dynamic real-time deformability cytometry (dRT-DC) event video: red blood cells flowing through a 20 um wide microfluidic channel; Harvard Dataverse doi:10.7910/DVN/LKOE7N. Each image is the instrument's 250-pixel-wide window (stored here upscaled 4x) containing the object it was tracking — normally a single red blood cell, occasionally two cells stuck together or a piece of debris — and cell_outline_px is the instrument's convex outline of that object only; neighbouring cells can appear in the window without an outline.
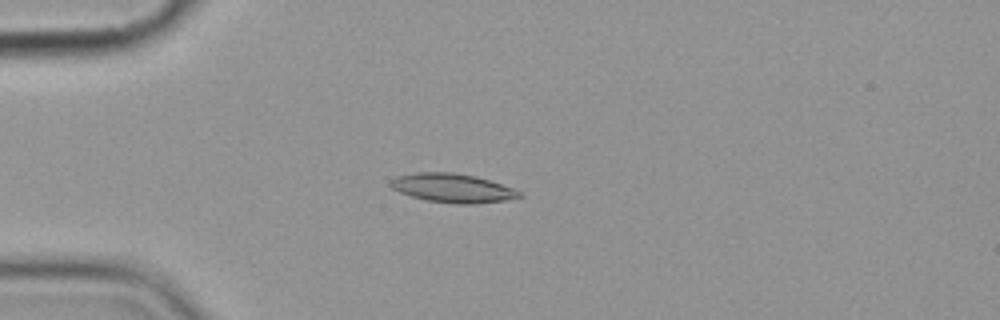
{"species": "common noctule bat (a hibernating species)", "species_latin": "Nyctalus noctula", "temperature_condition": "cold", "stored_images_in_passage": 10, "camera_frame_rate_fps": 3000, "um_per_image_px": 0.085, "animal": {"sex": "female", "body_mass_g": 19.9}, "frame": {"image": 1, "passage_image": 4, "time_ms": 4.667, "image_size_px": [1000, 320], "cell_outline_px": [[524, 196], [504, 200], [476, 204], [456, 204], [428, 200], [412, 196], [400, 192], [392, 188], [388, 184], [396, 176], [416, 172], [452, 172], [476, 176], [512, 188], [520, 192]], "centroid_in_image_um": [38.45, 15.98], "position_along_channel_um": 46.6, "area_um2": 21.5}}
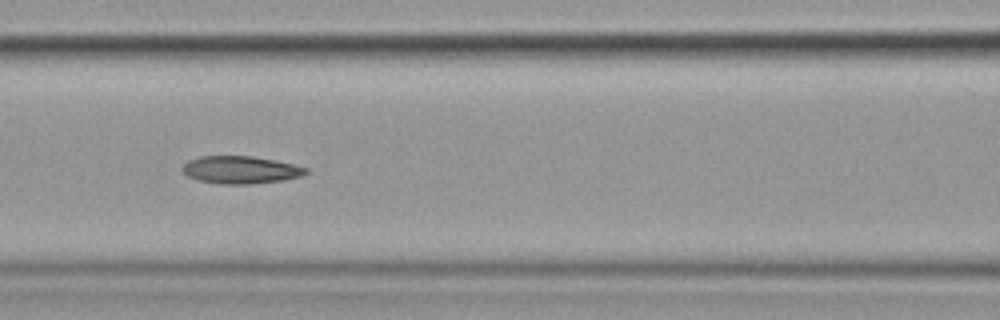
{"frame": {"image": 2, "passage_image": 7, "time_ms": 8.0, "image_size_px": [1000, 320], "cell_outline_px": [[308, 172], [300, 176], [284, 180], [252, 184], [220, 184], [200, 180], [188, 176], [180, 168], [188, 160], [200, 156], [252, 156], [276, 160], [308, 168]], "centroid_in_image_um": [20.45, 14.43], "position_along_channel_um": 146.2, "area_um2": 19.83}}
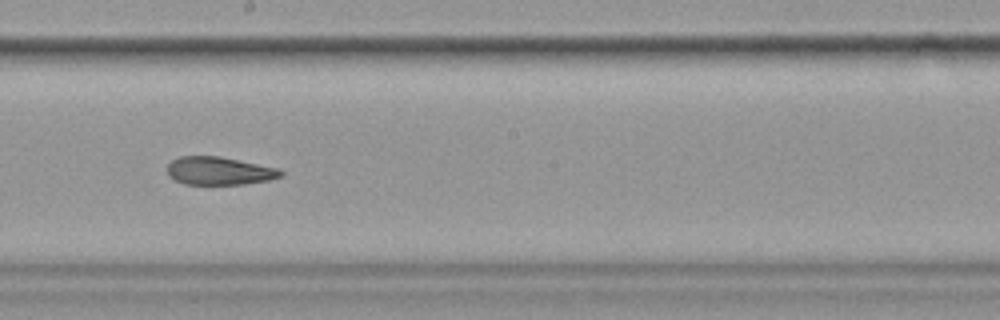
{"frame": {"image": 3, "passage_image": 9, "time_ms": 10.333, "image_size_px": [1000, 320], "cell_outline_px": [[284, 176], [268, 180], [244, 184], [184, 184], [168, 176], [168, 164], [172, 160], [180, 156], [220, 156], [276, 168], [284, 172]], "centroid_in_image_um": [18.62, 14.52], "position_along_channel_um": 229.6, "area_um2": 18.44}}